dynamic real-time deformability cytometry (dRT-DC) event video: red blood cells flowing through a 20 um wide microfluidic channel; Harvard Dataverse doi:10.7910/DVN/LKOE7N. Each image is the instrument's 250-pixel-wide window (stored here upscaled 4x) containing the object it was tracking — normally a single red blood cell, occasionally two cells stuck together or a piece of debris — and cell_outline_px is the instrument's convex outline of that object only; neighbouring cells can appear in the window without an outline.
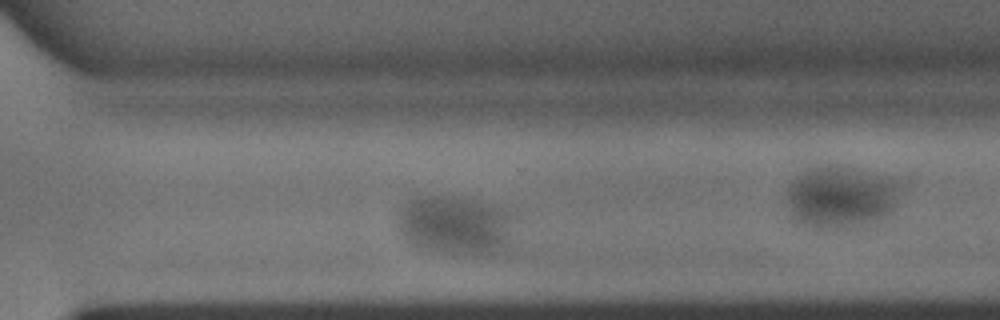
{"species": "common noctule bat (a hibernating species)", "species_latin": "Nyctalus noctula", "temperature_condition": "warm", "stored_images_in_passage": 26, "camera_frame_rate_fps": 3000, "um_per_image_px": 0.085, "animal": {"sex": "male", "body_mass_g": 15.6}, "frame": {"image": 1, "passage_image": 22, "time_ms": 7.0, "image_size_px": [1000, 320], "cell_outline_px": [[512, 252], [496, 256], [472, 256], [444, 252], [420, 248], [404, 240], [400, 232], [400, 216], [404, 208], [408, 204], [416, 200], [460, 200], [496, 212], [500, 216]], "centroid_in_image_um": [38.6, 19.39], "position_along_channel_um": 332.0, "area_um2": 36.13}}